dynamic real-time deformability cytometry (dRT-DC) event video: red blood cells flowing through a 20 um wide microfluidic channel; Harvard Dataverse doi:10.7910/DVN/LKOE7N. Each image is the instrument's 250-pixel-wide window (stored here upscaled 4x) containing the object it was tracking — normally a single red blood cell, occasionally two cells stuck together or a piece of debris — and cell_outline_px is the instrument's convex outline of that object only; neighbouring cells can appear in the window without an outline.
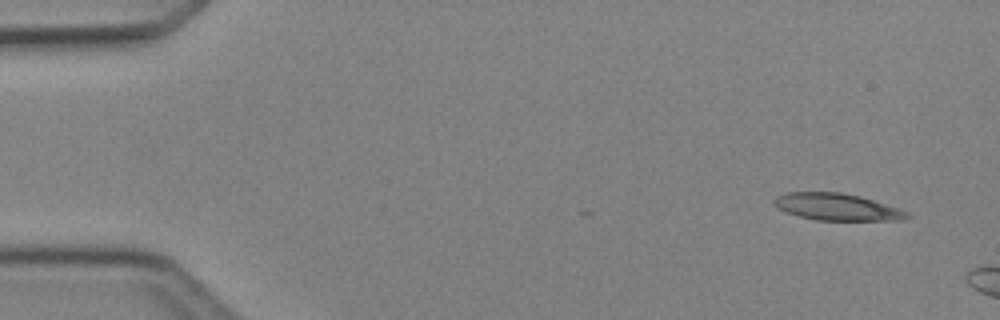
{"species": "Egyptian fruit bat (a non-hibernating species)", "species_latin": "Rousettus aegyptiacus", "temperature_condition": "cold", "stored_images_in_passage": 3, "camera_frame_rate_fps": 3000, "um_per_image_px": 0.085, "animal": {"sex": "female"}, "frame": {"image": 1, "passage_image": 1, "time_ms": 0.0, "image_size_px": [1000, 320], "cell_outline_px": [[912, 216], [904, 220], [816, 220], [800, 216], [788, 212], [772, 204], [772, 200], [776, 196], [788, 192], [840, 192], [860, 196], [900, 208], [908, 212]], "centroid_in_image_um": [71.18, 17.58], "position_along_channel_um": 13.8, "area_um2": 20.87}}